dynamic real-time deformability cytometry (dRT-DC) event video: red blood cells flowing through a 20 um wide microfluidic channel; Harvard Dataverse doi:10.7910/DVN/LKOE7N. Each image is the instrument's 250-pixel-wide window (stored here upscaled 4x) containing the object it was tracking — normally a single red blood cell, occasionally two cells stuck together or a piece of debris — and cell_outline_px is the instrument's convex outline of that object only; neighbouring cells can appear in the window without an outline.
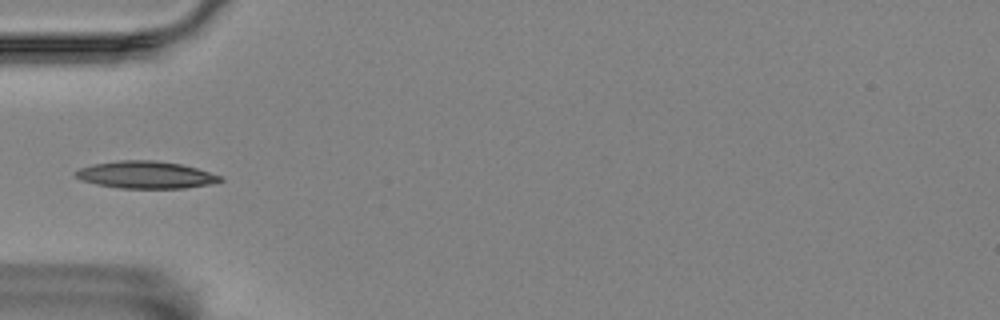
{"species": "Egyptian fruit bat (a non-hibernating species)", "species_latin": "Rousettus aegyptiacus", "temperature_condition": "room temperature", "stored_images_in_passage": 5, "camera_frame_rate_fps": 3000, "um_per_image_px": 0.085, "animal": {"sex": "female"}, "frame": {"image": 1, "passage_image": 5, "time_ms": 4.667, "image_size_px": [1000, 320], "cell_outline_px": [[224, 180], [208, 184], [184, 188], [120, 188], [96, 184], [80, 180], [72, 172], [80, 168], [92, 164], [120, 160], [156, 160], [180, 164], [196, 168], [224, 176]], "centroid_in_image_um": [12.37, 14.85], "position_along_channel_um": 72.6, "area_um2": 23.0}}